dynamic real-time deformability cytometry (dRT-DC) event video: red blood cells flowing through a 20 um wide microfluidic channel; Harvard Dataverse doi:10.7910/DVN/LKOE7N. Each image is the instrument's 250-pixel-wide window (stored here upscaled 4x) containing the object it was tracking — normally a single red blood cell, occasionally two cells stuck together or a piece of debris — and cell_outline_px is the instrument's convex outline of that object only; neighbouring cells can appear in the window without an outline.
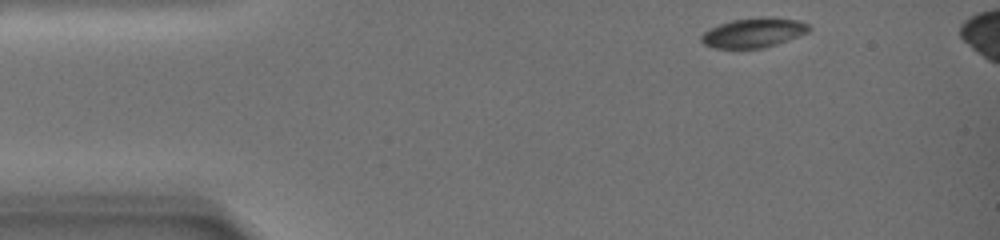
{"species": "common noctule bat (a hibernating species)", "species_latin": "Nyctalus noctula", "temperature_condition": "warm", "stored_images_in_passage": 6, "camera_frame_rate_fps": 3000, "um_per_image_px": 0.085, "animal": {"sex": "female", "body_mass_g": 19.0, "forearm_length_mm": 51.5}, "frame": {"image": 1, "passage_image": 1, "time_ms": 0.0, "image_size_px": [1000, 240], "cell_outline_px": [[812, 28], [808, 32], [776, 44], [764, 48], [716, 48], [704, 44], [700, 40], [700, 36], [704, 32], [720, 24], [732, 20], [764, 16], [800, 20], [808, 24]], "centroid_in_image_um": [64.07, 2.77], "position_along_channel_um": 20.9, "area_um2": 18.5}}
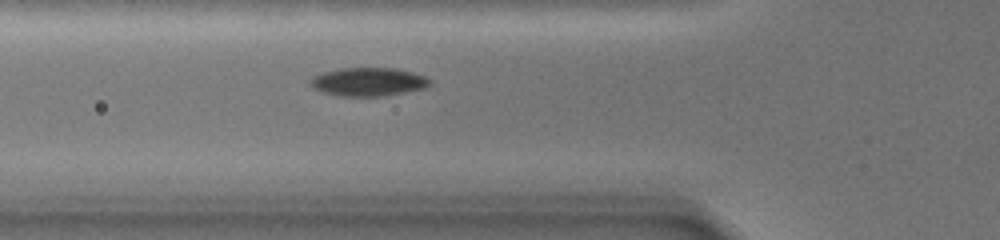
{"frame": {"image": 2, "passage_image": 6, "time_ms": 5.333, "image_size_px": [1000, 240], "cell_outline_px": [[432, 84], [424, 88], [384, 96], [336, 96], [312, 88], [308, 80], [312, 76], [324, 72], [340, 68], [392, 68], [412, 72], [424, 76], [432, 80]], "centroid_in_image_um": [31.28, 6.96], "position_along_channel_um": 94.5, "area_um2": 19.88}}